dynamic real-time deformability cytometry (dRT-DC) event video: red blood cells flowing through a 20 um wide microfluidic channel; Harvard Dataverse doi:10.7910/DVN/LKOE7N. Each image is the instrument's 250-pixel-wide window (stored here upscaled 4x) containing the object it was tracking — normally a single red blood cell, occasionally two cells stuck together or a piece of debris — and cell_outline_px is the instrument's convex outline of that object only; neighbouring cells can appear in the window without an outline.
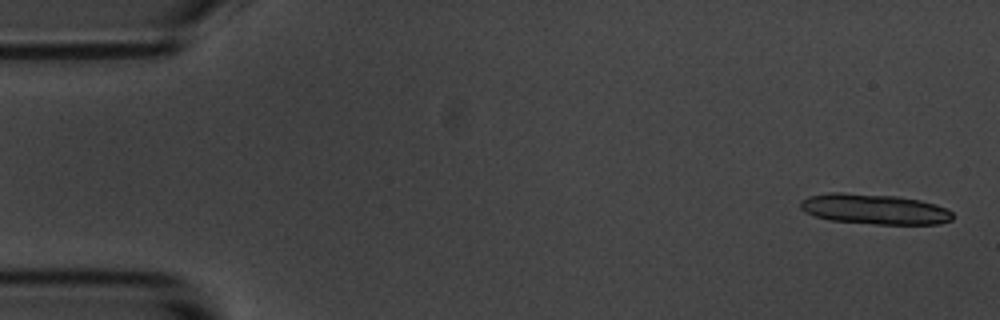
{"species": "common noctule bat (a hibernating species)", "species_latin": "Nyctalus noctula", "temperature_condition": "room temperature", "stored_images_in_passage": 5, "camera_frame_rate_fps": 3000, "um_per_image_px": 0.085, "animal": {"sex": "male", "body_mass_g": 20.1, "forearm_length_mm": 53.5}, "frame": {"image": 1, "passage_image": 1, "time_ms": 0.0, "image_size_px": [1000, 320], "cell_outline_px": [[952, 220], [940, 224], [876, 224], [832, 220], [816, 216], [804, 212], [800, 208], [800, 200], [808, 196], [828, 192], [840, 192], [896, 196], [920, 200], [936, 204], [952, 212]], "centroid_in_image_um": [74.3, 17.77], "position_along_channel_um": 10.7, "area_um2": 26.88}}